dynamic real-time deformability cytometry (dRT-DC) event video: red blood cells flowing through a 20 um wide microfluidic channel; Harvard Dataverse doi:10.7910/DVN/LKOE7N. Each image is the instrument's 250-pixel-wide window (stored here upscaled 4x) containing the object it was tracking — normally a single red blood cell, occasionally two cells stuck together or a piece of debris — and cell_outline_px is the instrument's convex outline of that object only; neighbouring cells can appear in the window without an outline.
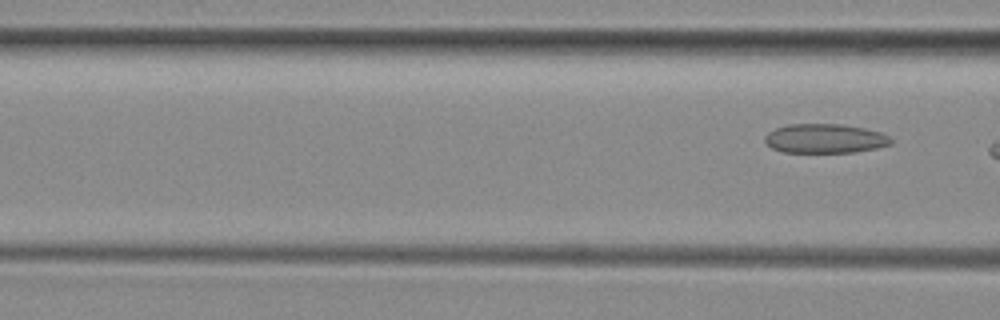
{"species": "common noctule bat (a hibernating species)", "species_latin": "Nyctalus noctula", "temperature_condition": "room temperature", "stored_images_in_passage": 4, "segment_of_instrument_passage": [2, 2], "camera_frame_rate_fps": 3000, "um_per_image_px": 0.085, "animal": {"sex": "female", "body_mass_g": 29.2, "forearm_length_mm": 56.3}, "frame": {"image": 1, "passage_image": 4, "time_ms": 4.333, "image_size_px": [1000, 320], "cell_outline_px": [[892, 144], [876, 148], [856, 152], [784, 152], [772, 148], [764, 140], [764, 136], [768, 132], [776, 128], [788, 124], [840, 124], [864, 128], [880, 132], [888, 136], [892, 140]], "centroid_in_image_um": [70.11, 11.77], "position_along_channel_um": 96.5, "area_um2": 21.44}}